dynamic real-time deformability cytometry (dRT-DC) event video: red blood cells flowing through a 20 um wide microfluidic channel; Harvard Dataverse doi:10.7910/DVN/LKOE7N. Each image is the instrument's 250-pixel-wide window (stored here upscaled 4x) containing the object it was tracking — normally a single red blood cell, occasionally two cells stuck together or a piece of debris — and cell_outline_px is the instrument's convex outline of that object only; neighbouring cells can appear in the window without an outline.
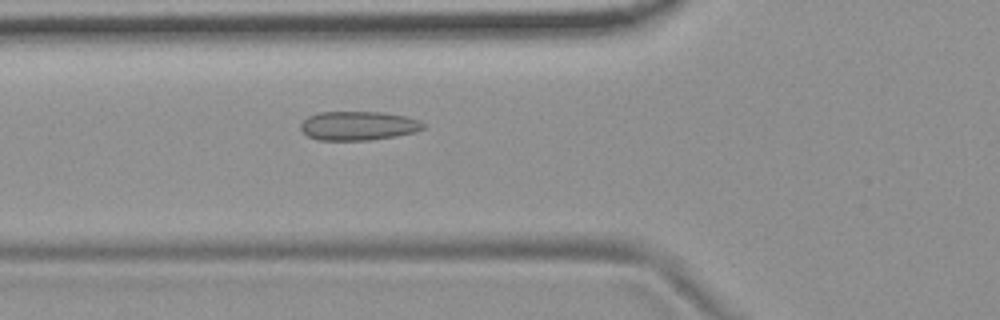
{"species": "common noctule bat (a hibernating species)", "species_latin": "Nyctalus noctula", "temperature_condition": "room temperature", "stored_images_in_passage": 48, "camera_frame_rate_fps": 3000, "um_per_image_px": 0.085, "animal": {"sex": "female", "body_mass_g": 19.9}, "frame": {"image": 1, "passage_image": 13, "time_ms": 4.0, "image_size_px": [1000, 320], "cell_outline_px": [[424, 128], [416, 132], [396, 136], [368, 140], [316, 140], [308, 136], [300, 128], [300, 124], [308, 116], [320, 112], [384, 112], [404, 116], [420, 120], [424, 124]], "centroid_in_image_um": [30.46, 10.69], "position_along_channel_um": 95.3, "area_um2": 20.75}}
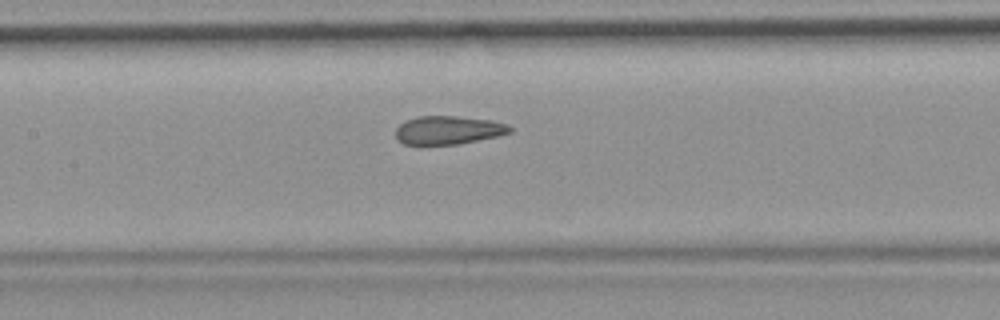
{"frame": {"image": 2, "passage_image": 19, "time_ms": 6.0, "image_size_px": [1000, 320], "cell_outline_px": [[512, 132], [496, 136], [460, 144], [420, 148], [404, 144], [396, 136], [396, 128], [400, 124], [408, 120], [420, 116], [456, 116], [488, 120], [508, 124], [512, 128]], "centroid_in_image_um": [38.05, 11.11], "position_along_channel_um": 169.3, "area_um2": 19.42}}
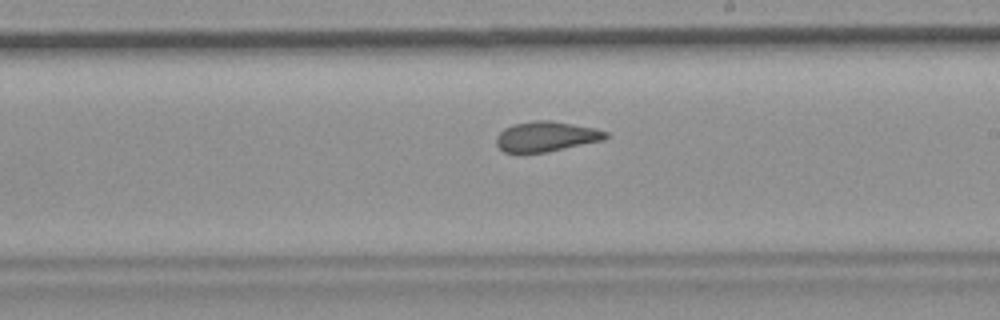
{"frame": {"image": 3, "passage_image": 25, "time_ms": 8.0, "image_size_px": [1000, 320], "cell_outline_px": [[608, 136], [604, 140], [548, 152], [504, 152], [496, 144], [496, 136], [504, 128], [516, 124], [536, 120], [552, 120], [596, 128], [608, 132]], "centroid_in_image_um": [46.46, 11.6], "position_along_channel_um": 242.5, "area_um2": 19.19}, "authors_computed_cell_mechanics": {"area_um2": 20.0855, "velocity_mm_per_s": 3.6773, "shape_relaxation_time_tau1_ms": null, "shape_relaxation_time_tau2_ms": 1.344, "deformation_change_tau1": null, "deformation_change_tau2": 0.0532}}